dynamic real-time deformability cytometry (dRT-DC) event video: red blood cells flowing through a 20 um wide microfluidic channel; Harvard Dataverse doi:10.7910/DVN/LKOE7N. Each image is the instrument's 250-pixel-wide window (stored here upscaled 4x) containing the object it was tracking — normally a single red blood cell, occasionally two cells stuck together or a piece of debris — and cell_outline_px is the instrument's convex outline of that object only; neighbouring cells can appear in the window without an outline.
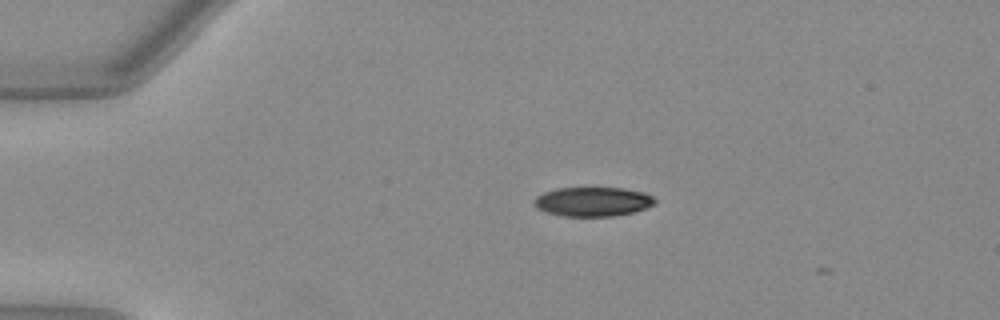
{"species": "Egyptian fruit bat (a non-hibernating species)", "species_latin": "Rousettus aegyptiacus", "temperature_condition": "warm", "stored_images_in_passage": 7, "camera_frame_rate_fps": 3000, "um_per_image_px": 0.085, "animal": {"sex": "female"}, "frame": {"image": 1, "passage_image": 1, "time_ms": 0.0, "image_size_px": [1000, 320], "cell_outline_px": [[656, 204], [632, 212], [612, 216], [564, 216], [548, 212], [536, 208], [532, 200], [536, 196], [544, 192], [556, 188], [620, 188], [644, 192], [652, 196], [656, 200]], "centroid_in_image_um": [50.37, 17.13], "position_along_channel_um": 34.6, "area_um2": 20.52}}